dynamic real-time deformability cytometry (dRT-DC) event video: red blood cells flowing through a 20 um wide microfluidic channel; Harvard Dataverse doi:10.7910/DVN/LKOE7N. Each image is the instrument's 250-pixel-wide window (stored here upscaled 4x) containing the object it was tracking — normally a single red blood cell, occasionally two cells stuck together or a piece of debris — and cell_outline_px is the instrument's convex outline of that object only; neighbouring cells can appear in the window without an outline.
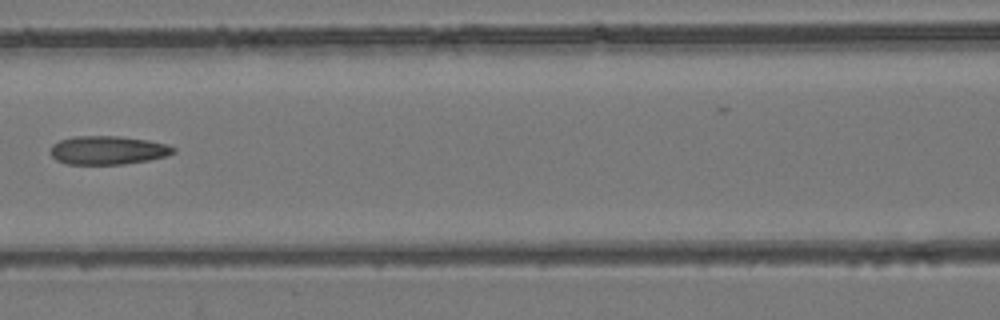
{"species": "common noctule bat (a hibernating species)", "species_latin": "Nyctalus noctula", "temperature_condition": "room temperature", "stored_images_in_passage": 7, "camera_frame_rate_fps": 3000, "um_per_image_px": 0.085, "animal": {"sex": "female", "body_mass_g": 24.6, "forearm_length_mm": 56.2}, "frame": {"image": 1, "passage_image": 7, "time_ms": 7.0, "image_size_px": [1000, 320], "cell_outline_px": [[176, 152], [168, 156], [148, 160], [124, 164], [64, 164], [56, 160], [52, 156], [52, 144], [60, 140], [72, 136], [120, 136], [148, 140], [168, 144], [176, 148]], "centroid_in_image_um": [9.2, 12.76], "position_along_channel_um": 157.4, "area_um2": 20.63}}